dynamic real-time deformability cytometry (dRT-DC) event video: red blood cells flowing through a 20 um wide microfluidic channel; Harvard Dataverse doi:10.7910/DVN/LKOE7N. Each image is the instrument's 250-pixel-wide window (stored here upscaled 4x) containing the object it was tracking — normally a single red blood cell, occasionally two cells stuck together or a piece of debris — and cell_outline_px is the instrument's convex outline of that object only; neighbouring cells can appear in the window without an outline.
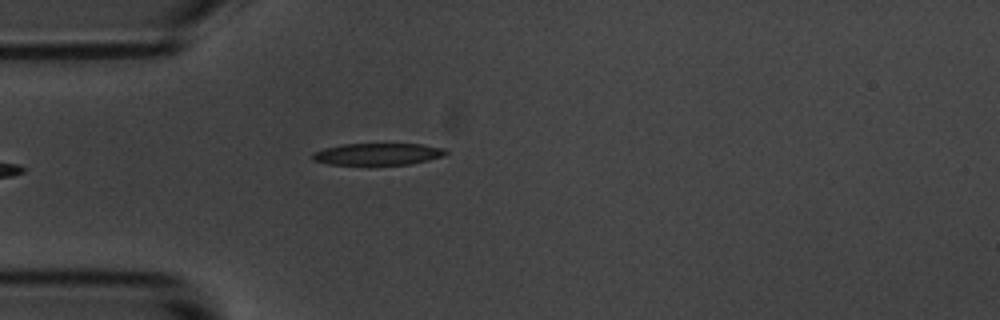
{"species": "common noctule bat (a hibernating species)", "species_latin": "Nyctalus noctula", "temperature_condition": "room temperature", "stored_images_in_passage": 5, "camera_frame_rate_fps": 3000, "um_per_image_px": 0.085, "animal": {"sex": "male", "body_mass_g": 20.1, "forearm_length_mm": 53.5}, "frame": {"image": 1, "passage_image": 5, "time_ms": 4.667, "image_size_px": [1000, 320], "cell_outline_px": [[448, 152], [444, 156], [428, 160], [408, 164], [328, 164], [312, 160], [312, 152], [324, 148], [344, 144], [420, 144], [444, 148]], "centroid_in_image_um": [32.1, 13.09], "position_along_channel_um": 52.9, "area_um2": 16.82}}